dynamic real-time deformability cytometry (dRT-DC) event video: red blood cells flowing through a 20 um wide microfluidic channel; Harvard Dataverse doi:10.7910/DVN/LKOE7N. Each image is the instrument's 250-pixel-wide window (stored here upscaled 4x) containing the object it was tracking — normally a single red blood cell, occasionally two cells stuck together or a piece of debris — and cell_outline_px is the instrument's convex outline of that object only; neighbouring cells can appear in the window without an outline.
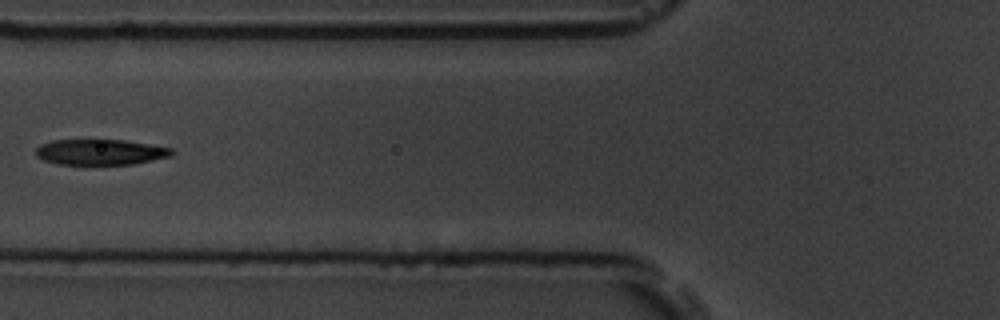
{"species": "common noctule bat (a hibernating species)", "species_latin": "Nyctalus noctula", "temperature_condition": "room temperature", "stored_images_in_passage": 14, "camera_frame_rate_fps": 3000, "um_per_image_px": 0.085, "animal": {"sex": "male", "body_mass_g": 19.5, "forearm_length_mm": 54.6}, "frame": {"image": 1, "passage_image": 7, "time_ms": 7.667, "image_size_px": [1000, 320], "cell_outline_px": [[176, 152], [168, 156], [152, 160], [132, 164], [56, 164], [44, 160], [36, 156], [36, 148], [40, 144], [52, 140], [124, 140], [172, 148]], "centroid_in_image_um": [8.5, 12.92], "position_along_channel_um": 117.3, "area_um2": 20.17}}
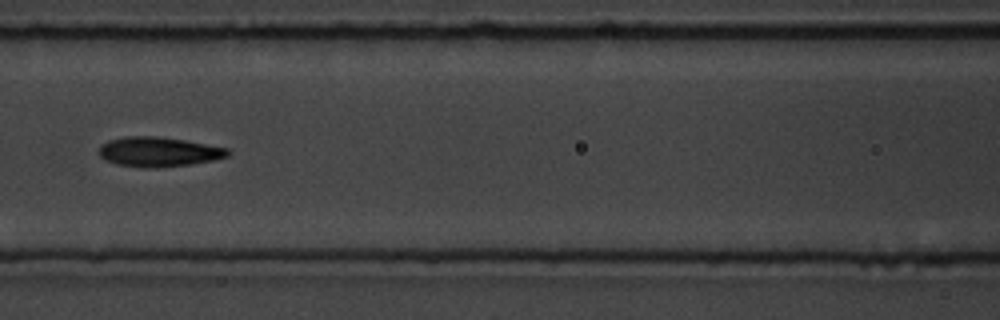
{"frame": {"image": 2, "passage_image": 8, "time_ms": 8.667, "image_size_px": [1000, 320], "cell_outline_px": [[232, 152], [228, 156], [212, 160], [192, 164], [156, 168], [144, 168], [116, 164], [104, 160], [100, 156], [100, 144], [108, 140], [124, 136], [156, 136], [184, 140], [228, 148]], "centroid_in_image_um": [13.46, 12.91], "position_along_channel_um": 153.1, "area_um2": 22.43}}
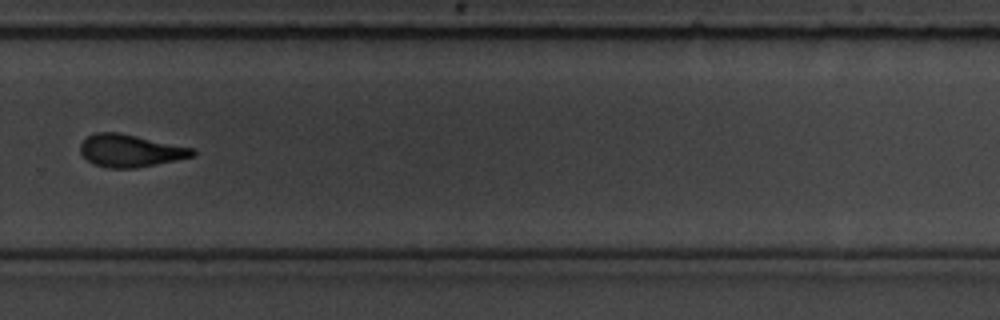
{"frame": {"image": 3, "passage_image": 12, "time_ms": 13.333, "image_size_px": [1000, 320], "cell_outline_px": [[196, 152], [192, 156], [176, 160], [136, 168], [108, 168], [92, 164], [80, 152], [80, 144], [88, 136], [96, 132], [120, 132], [196, 148]], "centroid_in_image_um": [11.09, 12.8], "position_along_channel_um": 318.7, "area_um2": 21.39}, "authors_computed_cell_mechanics": {"area_um2": 21.1837, "velocity_mm_per_s": 3.5639, "shape_relaxation_time_tau1_ms": 1.8906, "shape_relaxation_time_tau2_ms": 1.7942, "deformation_change_tau1": 0.1241, "deformation_change_tau2": 0.0945}}